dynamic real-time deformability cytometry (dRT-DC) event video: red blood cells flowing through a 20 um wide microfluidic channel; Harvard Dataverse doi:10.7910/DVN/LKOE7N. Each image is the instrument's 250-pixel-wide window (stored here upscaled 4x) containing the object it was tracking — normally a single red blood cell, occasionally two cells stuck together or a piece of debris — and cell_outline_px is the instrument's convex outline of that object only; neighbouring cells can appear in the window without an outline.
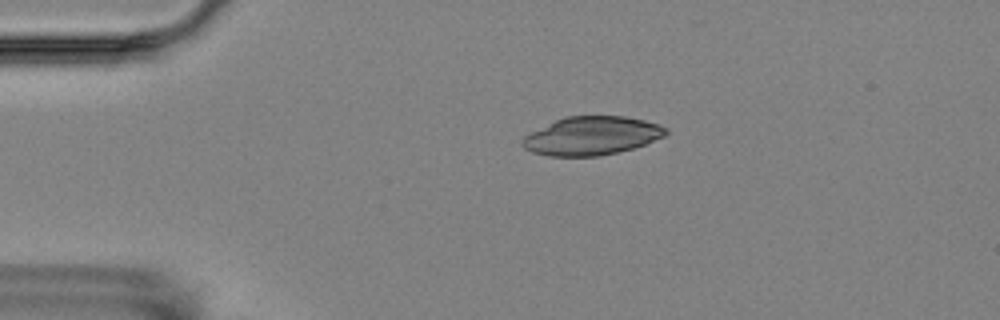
{"species": "Egyptian fruit bat (a non-hibernating species)", "species_latin": "Rousettus aegyptiacus", "temperature_condition": "room temperature", "stored_images_in_passage": 5, "camera_frame_rate_fps": 3000, "um_per_image_px": 0.085, "animal": {"sex": "female"}, "frame": {"image": 1, "passage_image": 3, "time_ms": 2.333, "image_size_px": [1000, 320], "cell_outline_px": [[668, 132], [664, 136], [644, 144], [632, 148], [600, 156], [548, 156], [532, 152], [524, 148], [520, 144], [520, 140], [524, 136], [564, 116], [624, 116], [644, 120], [668, 128]], "centroid_in_image_um": [50.26, 11.55], "position_along_channel_um": 34.7, "area_um2": 31.96}}